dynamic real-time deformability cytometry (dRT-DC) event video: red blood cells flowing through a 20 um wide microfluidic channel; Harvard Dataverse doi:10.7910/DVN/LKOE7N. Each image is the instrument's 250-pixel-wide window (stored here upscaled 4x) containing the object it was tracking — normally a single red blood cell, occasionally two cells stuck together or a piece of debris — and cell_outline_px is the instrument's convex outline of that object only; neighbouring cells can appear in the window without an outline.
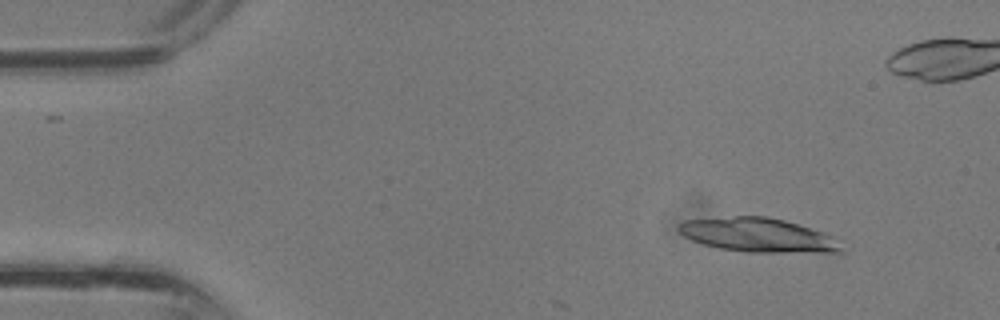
{"species": "common noctule bat (a hibernating species)", "species_latin": "Nyctalus noctula", "temperature_condition": "room temperature", "stored_images_in_passage": 6, "camera_frame_rate_fps": 3000, "um_per_image_px": 0.085, "animal": {"sex": "male", "body_mass_g": 13.3}, "frame": {"image": 1, "passage_image": 4, "time_ms": 1.0, "image_size_px": [1000, 320], "cell_outline_px": [[844, 252], [748, 252], [720, 248], [704, 244], [692, 240], [684, 236], [676, 228], [684, 220], [736, 216], [768, 216], [784, 220], [832, 236]], "centroid_in_image_um": [64.37, 19.97], "position_along_channel_um": 20.6, "area_um2": 31.73}}